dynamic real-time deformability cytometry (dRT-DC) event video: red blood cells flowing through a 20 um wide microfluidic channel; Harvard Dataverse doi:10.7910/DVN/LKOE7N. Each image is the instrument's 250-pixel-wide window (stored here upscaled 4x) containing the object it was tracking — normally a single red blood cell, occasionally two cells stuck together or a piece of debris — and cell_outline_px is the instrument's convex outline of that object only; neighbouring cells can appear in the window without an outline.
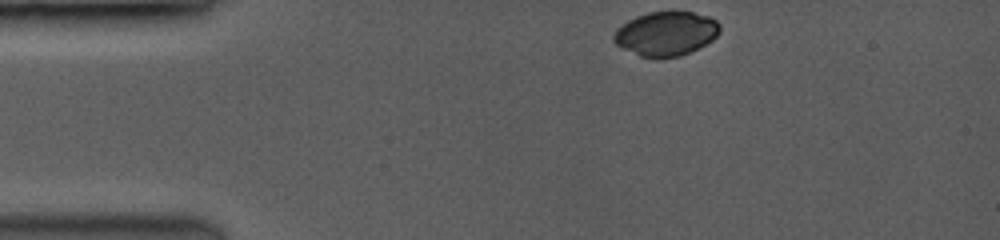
{"species": "common noctule bat (a hibernating species)", "species_latin": "Nyctalus noctula", "temperature_condition": "room temperature", "stored_images_in_passage": 25, "camera_frame_rate_fps": 3500, "um_per_image_px": 0.085, "animal": {"sex": "female", "body_mass_g": 19.0, "forearm_length_mm": 53.3}, "frame": {"image": 1, "passage_image": 1, "time_ms": 0.0, "image_size_px": [1000, 240], "cell_outline_px": [[720, 32], [712, 40], [680, 56], [640, 56], [616, 44], [612, 40], [612, 36], [628, 20], [636, 16], [648, 12], [692, 12], [708, 16], [716, 20], [720, 24]], "centroid_in_image_um": [56.63, 2.83], "position_along_channel_um": 28.4, "area_um2": 26.65}}
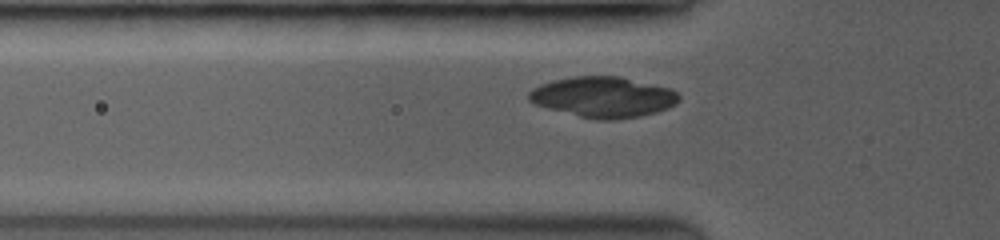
{"frame": {"image": 2, "passage_image": 15, "time_ms": 2.571, "image_size_px": [1000, 240], "cell_outline_px": [[680, 96], [668, 108], [656, 112], [640, 116], [612, 120], [596, 120], [548, 108], [536, 104], [528, 100], [528, 92], [532, 88], [540, 84], [552, 80], [572, 76], [620, 76], [668, 88], [676, 92]], "centroid_in_image_um": [51.22, 8.24], "position_along_channel_um": 74.6, "area_um2": 35.26}}
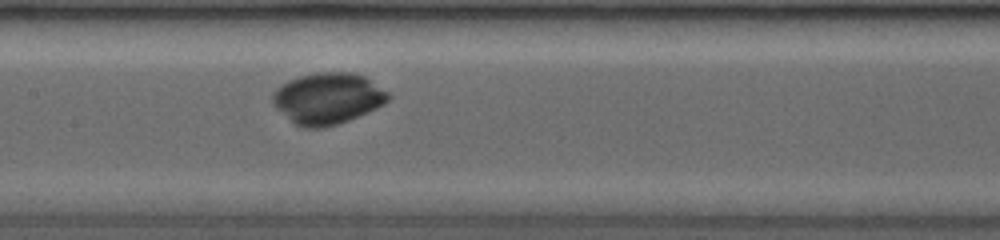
{"frame": {"image": 3, "passage_image": 25, "time_ms": 5.143, "image_size_px": [1000, 240], "cell_outline_px": [[388, 100], [384, 104], [376, 108], [348, 120], [324, 128], [304, 128], [296, 124], [272, 100], [272, 96], [276, 88], [280, 84], [288, 80], [300, 76], [320, 72], [352, 72], [364, 76], [388, 92]], "centroid_in_image_um": [27.87, 8.34], "position_along_channel_um": 179.5, "area_um2": 33.87}}